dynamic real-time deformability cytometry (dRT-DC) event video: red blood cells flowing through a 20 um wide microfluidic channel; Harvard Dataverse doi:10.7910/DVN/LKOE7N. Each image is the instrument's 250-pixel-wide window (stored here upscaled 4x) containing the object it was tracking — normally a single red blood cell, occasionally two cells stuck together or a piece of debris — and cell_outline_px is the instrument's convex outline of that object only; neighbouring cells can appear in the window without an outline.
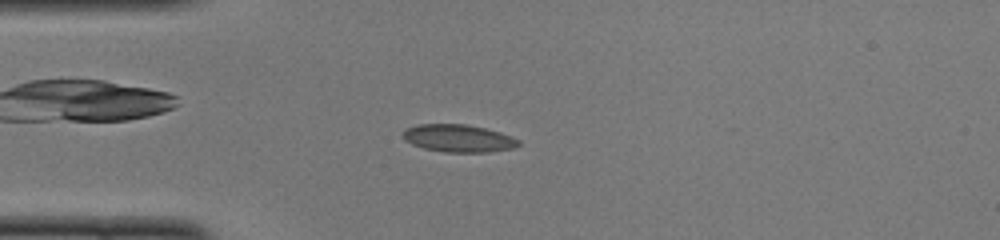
{"species": "common noctule bat (a hibernating species)", "species_latin": "Nyctalus noctula", "temperature_condition": "cold", "stored_images_in_passage": 49, "camera_frame_rate_fps": 3000, "um_per_image_px": 0.085, "animal": {"sex": "female", "body_mass_g": 22.0, "forearm_length_mm": 56.7}, "frame": {"image": 1, "passage_image": 12, "time_ms": 3.667, "image_size_px": [1000, 240], "cell_outline_px": [[520, 144], [516, 148], [488, 152], [444, 152], [424, 148], [412, 144], [404, 140], [404, 128], [416, 124], [464, 124], [484, 128], [500, 132], [512, 136], [520, 140]], "centroid_in_image_um": [38.98, 11.75], "position_along_channel_um": 46.0, "area_um2": 18.67}}
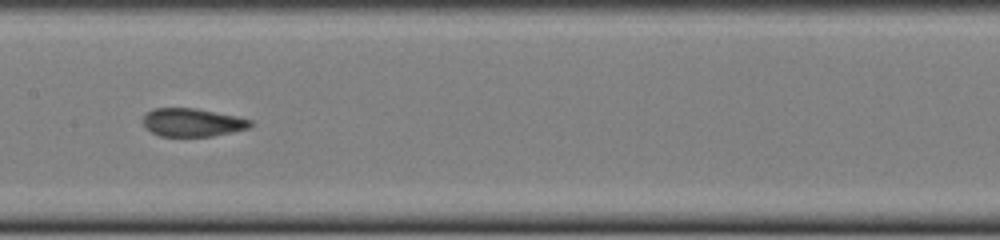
{"frame": {"image": 2, "passage_image": 24, "time_ms": 7.667, "image_size_px": [1000, 240], "cell_outline_px": [[252, 124], [248, 128], [232, 132], [212, 136], [160, 136], [152, 132], [144, 124], [144, 116], [152, 108], [192, 108], [236, 116], [252, 120]], "centroid_in_image_um": [16.36, 10.41], "position_along_channel_um": 191.0, "area_um2": 17.34}}
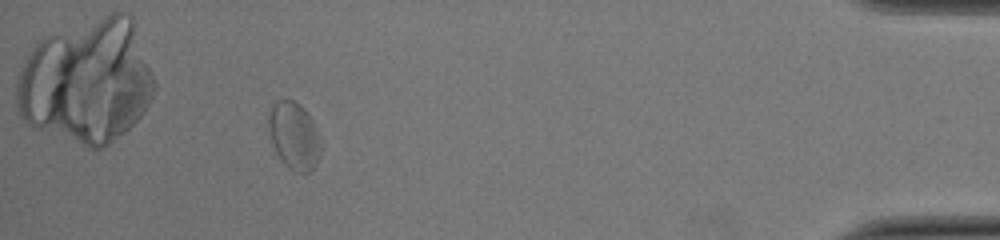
{"frame": {"image": 3, "passage_image": 45, "time_ms": 14.667, "image_size_px": [1000, 240], "cell_outline_px": [[324, 144], [320, 156], [316, 164], [308, 172], [296, 172], [288, 168], [280, 160], [272, 144], [268, 124], [268, 116], [272, 104], [276, 100], [292, 100], [300, 104], [312, 120]], "centroid_in_image_um": [25.01, 11.55], "position_along_channel_um": 410.2, "area_um2": 20.81}, "authors_computed_cell_mechanics": {"area_um2": 18.4382, "velocity_mm_per_s": 3.9689, "shape_relaxation_time_tau1_ms": null, "shape_relaxation_time_tau2_ms": 0.939, "deformation_change_tau1": null, "deformation_change_tau2": 0.0685}}